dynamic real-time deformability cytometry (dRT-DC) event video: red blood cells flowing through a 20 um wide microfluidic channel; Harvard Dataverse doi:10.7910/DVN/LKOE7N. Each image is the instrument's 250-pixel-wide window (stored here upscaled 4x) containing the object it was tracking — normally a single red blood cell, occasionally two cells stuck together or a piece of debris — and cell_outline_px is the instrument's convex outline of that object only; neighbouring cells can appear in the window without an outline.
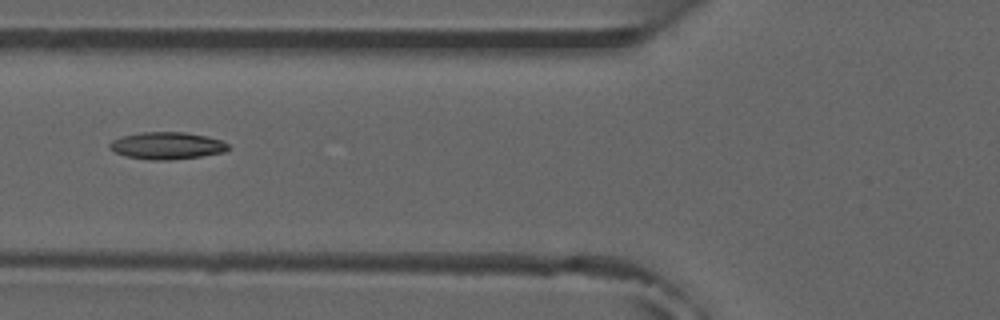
{"species": "common noctule bat (a hibernating species)", "species_latin": "Nyctalus noctula", "temperature_condition": "room temperature", "stored_images_in_passage": 5, "camera_frame_rate_fps": 3000, "um_per_image_px": 0.085, "animal": {"sex": "male", "forearm_length_mm": 52.5}, "frame": {"image": 1, "passage_image": 4, "time_ms": 3.333, "image_size_px": [1000, 320], "cell_outline_px": [[228, 148], [224, 152], [200, 156], [172, 160], [152, 160], [128, 156], [116, 152], [108, 148], [108, 144], [112, 140], [120, 136], [140, 132], [188, 132], [208, 136], [220, 140], [228, 144]], "centroid_in_image_um": [14.17, 12.37], "position_along_channel_um": 111.6, "area_um2": 18.79}}
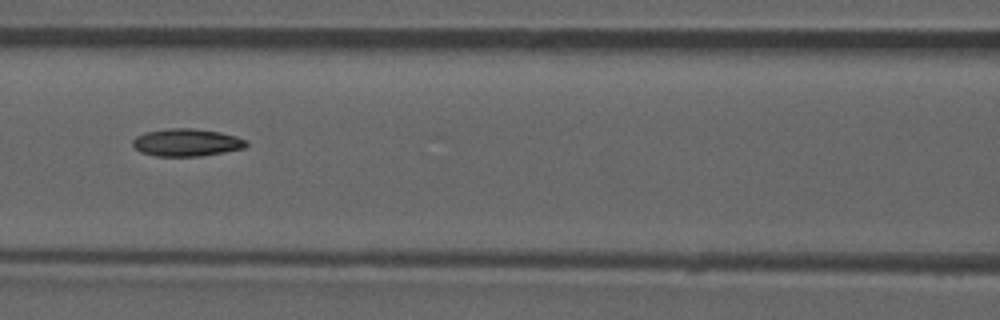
{"frame": {"image": 2, "passage_image": 5, "time_ms": 4.333, "image_size_px": [1000, 320], "cell_outline_px": [[248, 144], [244, 148], [224, 152], [200, 156], [156, 156], [140, 152], [132, 144], [132, 140], [136, 136], [144, 132], [168, 128], [192, 128], [220, 132], [236, 136], [244, 140]], "centroid_in_image_um": [15.83, 12.11], "position_along_channel_um": 150.8, "area_um2": 18.21}}